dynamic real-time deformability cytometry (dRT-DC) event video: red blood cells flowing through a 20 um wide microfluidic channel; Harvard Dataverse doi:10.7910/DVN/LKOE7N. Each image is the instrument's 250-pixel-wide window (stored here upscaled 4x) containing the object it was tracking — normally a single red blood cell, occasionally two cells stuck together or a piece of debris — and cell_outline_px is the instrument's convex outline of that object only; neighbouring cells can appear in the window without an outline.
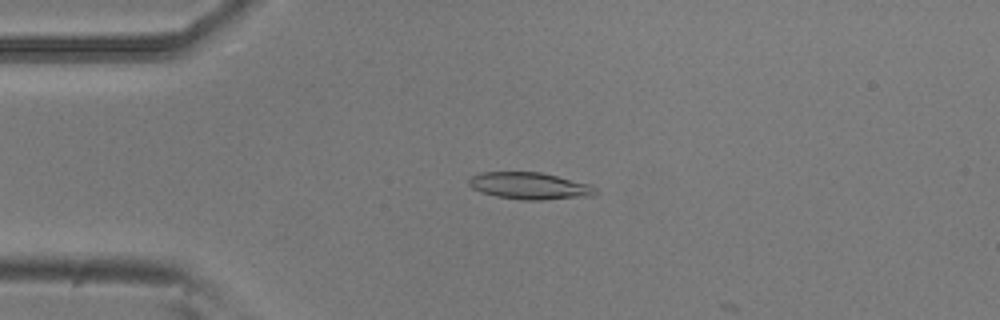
{"species": "common noctule bat (a hibernating species)", "species_latin": "Nyctalus noctula", "temperature_condition": "room temperature", "stored_images_in_passage": 4, "camera_frame_rate_fps": 3000, "um_per_image_px": 0.085, "animal": {"sex": "male", "body_mass_g": 20.5, "forearm_length_mm": 52.5}, "frame": {"image": 1, "passage_image": 3, "time_ms": 0.667, "image_size_px": [1000, 320], "cell_outline_px": [[600, 192], [596, 196], [544, 200], [520, 200], [496, 196], [480, 192], [472, 188], [468, 184], [468, 180], [472, 176], [480, 172], [540, 172], [592, 184]], "centroid_in_image_um": [45.08, 15.81], "position_along_channel_um": 39.9, "area_um2": 20.29}}